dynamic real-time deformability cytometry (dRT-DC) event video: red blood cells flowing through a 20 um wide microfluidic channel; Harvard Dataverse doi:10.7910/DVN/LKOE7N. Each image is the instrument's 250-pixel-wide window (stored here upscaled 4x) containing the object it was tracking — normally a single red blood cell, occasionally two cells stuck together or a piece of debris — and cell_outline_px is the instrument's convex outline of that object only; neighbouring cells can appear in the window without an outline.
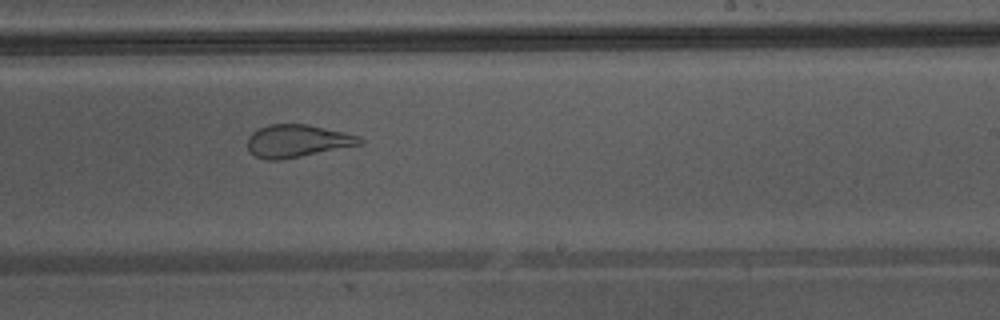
{"species": "Egyptian fruit bat (a non-hibernating species)", "species_latin": "Rousettus aegyptiacus", "temperature_condition": "warm", "stored_images_in_passage": 32, "camera_frame_rate_fps": 3000, "um_per_image_px": 0.085, "animal": {"sex": "male"}, "frame": {"image": 1, "passage_image": 18, "time_ms": 5.667, "image_size_px": [1000, 320], "cell_outline_px": [[364, 144], [280, 160], [264, 160], [248, 152], [248, 136], [252, 132], [268, 124], [308, 124], [344, 132], [360, 136], [364, 140]], "centroid_in_image_um": [25.27, 11.98], "position_along_channel_um": 263.7, "area_um2": 21.5}, "authors_computed_cell_mechanics": {"area_um2": 23.5824, "velocity_mm_per_s": 4.3704, "shape_relaxation_time_tau1_ms": null, "shape_relaxation_time_tau2_ms": 0.8689, "deformation_change_tau1": null, "deformation_change_tau2": 0.0979}}